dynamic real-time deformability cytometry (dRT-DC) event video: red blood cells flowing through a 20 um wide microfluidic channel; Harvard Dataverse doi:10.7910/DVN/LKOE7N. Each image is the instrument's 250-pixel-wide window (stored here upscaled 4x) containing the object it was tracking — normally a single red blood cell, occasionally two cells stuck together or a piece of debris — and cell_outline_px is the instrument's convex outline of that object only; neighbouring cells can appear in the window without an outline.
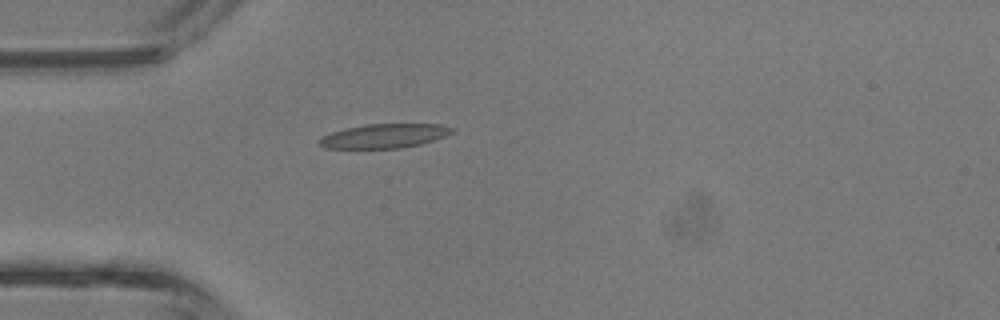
{"species": "common noctule bat (a hibernating species)", "species_latin": "Nyctalus noctula", "temperature_condition": "room temperature", "stored_images_in_passage": 1, "camera_frame_rate_fps": 3000, "um_per_image_px": 0.085, "animal": {"sex": "male", "body_mass_g": 13.3}, "frame": {"image": 1, "passage_image": 1, "time_ms": 0.0, "image_size_px": [1000, 320], "cell_outline_px": [[456, 132], [420, 144], [400, 148], [324, 148], [316, 140], [320, 136], [344, 128], [364, 124], [440, 124], [456, 128]], "centroid_in_image_um": [32.65, 11.54], "position_along_channel_um": 52.4, "area_um2": 18.84}}